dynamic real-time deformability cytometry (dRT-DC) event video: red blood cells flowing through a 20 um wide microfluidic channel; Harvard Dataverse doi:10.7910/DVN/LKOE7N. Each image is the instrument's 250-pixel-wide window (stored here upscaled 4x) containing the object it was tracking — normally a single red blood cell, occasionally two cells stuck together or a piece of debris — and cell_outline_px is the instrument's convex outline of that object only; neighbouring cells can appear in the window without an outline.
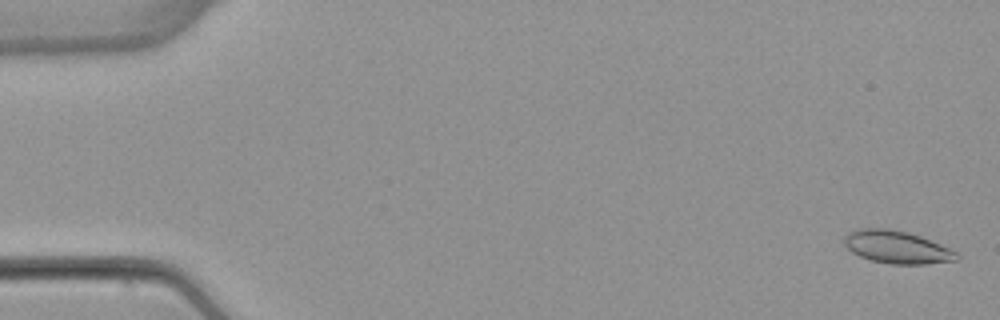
{"species": "common noctule bat (a hibernating species)", "species_latin": "Nyctalus noctula", "temperature_condition": "warm", "stored_images_in_passage": 53, "camera_frame_rate_fps": 3000, "um_per_image_px": 0.085, "animal": {"sex": "female", "body_mass_g": 22.7, "forearm_length_mm": 54.2}, "frame": {"image": 1, "passage_image": 2, "time_ms": 0.333, "image_size_px": [1000, 320], "cell_outline_px": [[960, 256], [956, 260], [924, 264], [892, 264], [872, 260], [860, 256], [852, 252], [844, 244], [844, 236], [848, 232], [860, 228], [888, 228], [908, 232], [920, 236], [940, 244], [956, 252]], "centroid_in_image_um": [76.21, 20.99], "position_along_channel_um": 8.8, "area_um2": 21.27}}
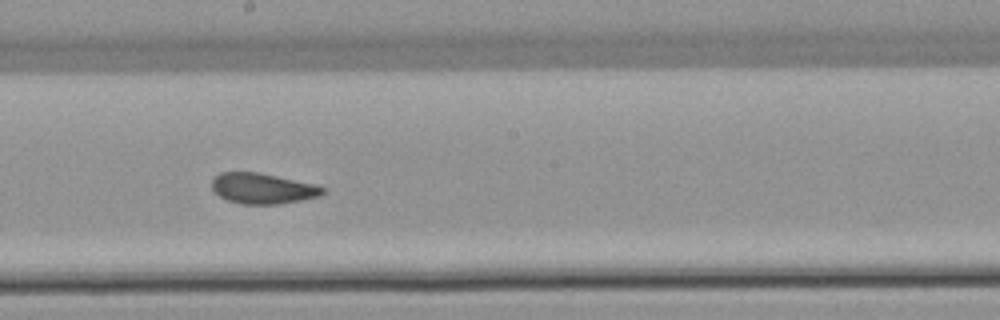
{"frame": {"image": 2, "passage_image": 30, "time_ms": 9.667, "image_size_px": [1000, 320], "cell_outline_px": [[324, 192], [320, 196], [280, 204], [240, 204], [228, 200], [212, 192], [212, 180], [220, 172], [260, 172], [316, 184], [324, 188]], "centroid_in_image_um": [22.31, 16.01], "position_along_channel_um": 225.9, "area_um2": 19.88}}
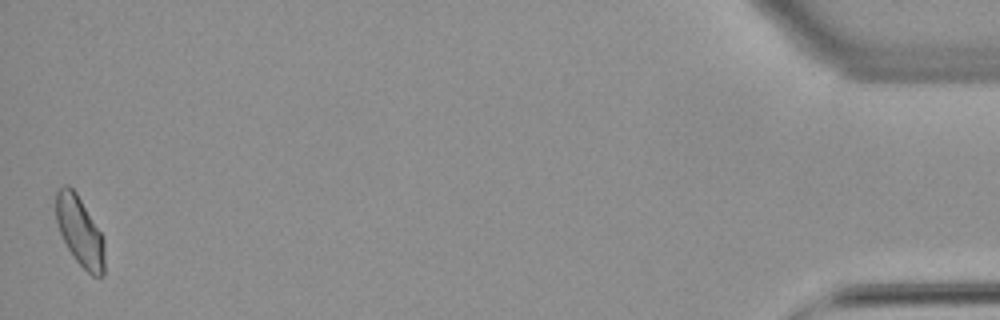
{"frame": {"image": 3, "passage_image": 53, "time_ms": 17.333, "image_size_px": [1000, 320], "cell_outline_px": [[104, 276], [92, 276], [72, 256], [60, 232], [56, 220], [56, 192], [64, 184], [68, 184], [76, 192], [104, 236]], "centroid_in_image_um": [6.8, 19.65], "position_along_channel_um": 428.4, "area_um2": 19.71}, "authors_computed_cell_mechanics": {"area_um2": 20.2878, "velocity_mm_per_s": 3.8732, "shape_relaxation_time_tau1_ms": 8.9831, "shape_relaxation_time_tau2_ms": 1.8311, "deformation_change_tau1": 0.1519, "deformation_change_tau2": 0.0467}}